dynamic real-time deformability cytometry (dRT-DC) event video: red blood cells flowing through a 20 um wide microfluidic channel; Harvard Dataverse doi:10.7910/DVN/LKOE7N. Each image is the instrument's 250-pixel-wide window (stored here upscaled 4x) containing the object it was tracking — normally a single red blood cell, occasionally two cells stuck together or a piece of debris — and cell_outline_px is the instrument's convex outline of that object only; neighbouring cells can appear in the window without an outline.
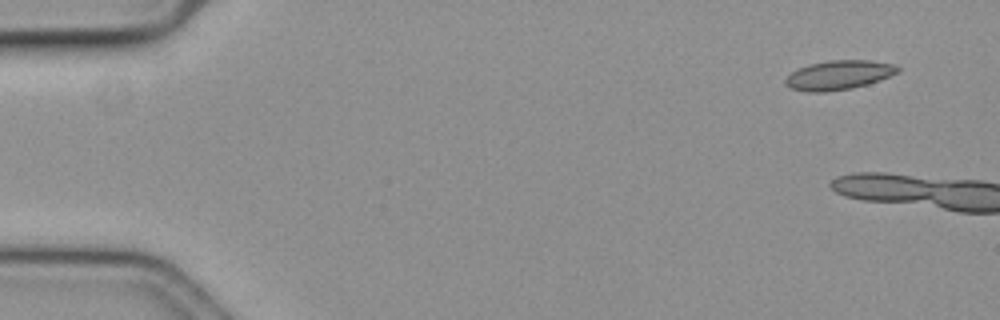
{"species": "common noctule bat (a hibernating species)", "species_latin": "Nyctalus noctula", "temperature_condition": "cold", "stored_images_in_passage": 4, "camera_frame_rate_fps": 3000, "um_per_image_px": 0.085, "animal": {"sex": "female", "body_mass_g": 19.3, "forearm_length_mm": 54.1}, "frame": {"image": 1, "passage_image": 1, "time_ms": 0.0, "image_size_px": [1000, 320], "cell_outline_px": [[900, 72], [880, 80], [868, 84], [852, 88], [828, 92], [804, 92], [788, 88], [784, 84], [784, 80], [792, 72], [808, 64], [828, 60], [868, 60], [896, 64], [900, 68]], "centroid_in_image_um": [71.29, 6.39], "position_along_channel_um": 13.7, "area_um2": 19.48}}